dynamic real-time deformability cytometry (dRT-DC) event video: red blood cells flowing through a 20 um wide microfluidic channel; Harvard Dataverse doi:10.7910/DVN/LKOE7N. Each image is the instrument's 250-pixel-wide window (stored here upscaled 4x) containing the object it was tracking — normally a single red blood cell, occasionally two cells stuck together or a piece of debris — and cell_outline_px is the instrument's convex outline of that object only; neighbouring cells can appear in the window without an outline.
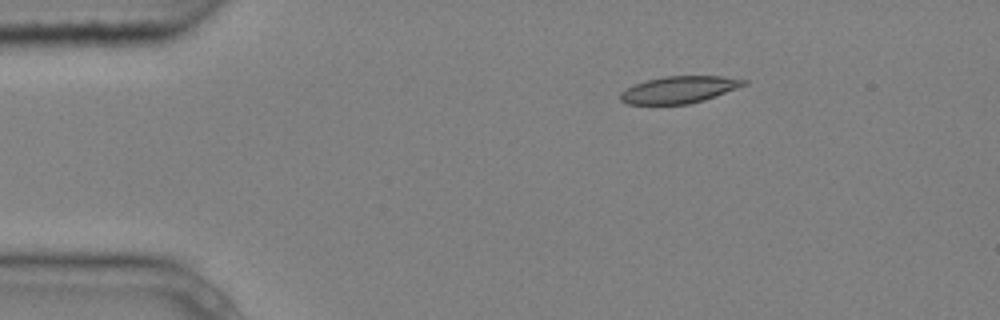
{"species": "common noctule bat (a hibernating species)", "species_latin": "Nyctalus noctula", "temperature_condition": "cold", "stored_images_in_passage": 3, "camera_frame_rate_fps": 3000, "um_per_image_px": 0.085, "animal": {"sex": "male", "body_mass_g": 20.4}, "frame": {"image": 1, "passage_image": 1, "time_ms": 0.0, "image_size_px": [1000, 320], "cell_outline_px": [[748, 84], [716, 96], [704, 100], [688, 104], [628, 104], [620, 100], [620, 92], [636, 84], [648, 80], [664, 76], [720, 76], [748, 80]], "centroid_in_image_um": [57.76, 7.62], "position_along_channel_um": 27.2, "area_um2": 19.25}}
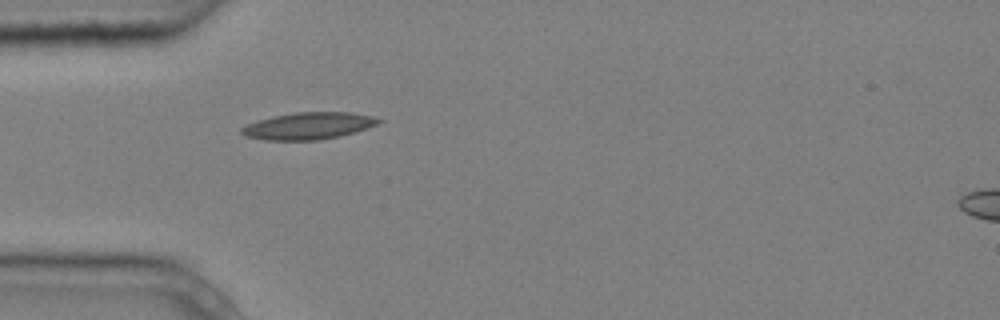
{"frame": {"image": 2, "passage_image": 3, "time_ms": 0.667, "image_size_px": [1000, 320], "cell_outline_px": [[384, 120], [376, 124], [356, 132], [340, 136], [320, 140], [264, 140], [244, 136], [240, 132], [240, 128], [248, 124], [272, 116], [296, 112], [352, 112], [372, 116]], "centroid_in_image_um": [26.22, 10.7], "position_along_channel_um": 58.8, "area_um2": 21.56}}